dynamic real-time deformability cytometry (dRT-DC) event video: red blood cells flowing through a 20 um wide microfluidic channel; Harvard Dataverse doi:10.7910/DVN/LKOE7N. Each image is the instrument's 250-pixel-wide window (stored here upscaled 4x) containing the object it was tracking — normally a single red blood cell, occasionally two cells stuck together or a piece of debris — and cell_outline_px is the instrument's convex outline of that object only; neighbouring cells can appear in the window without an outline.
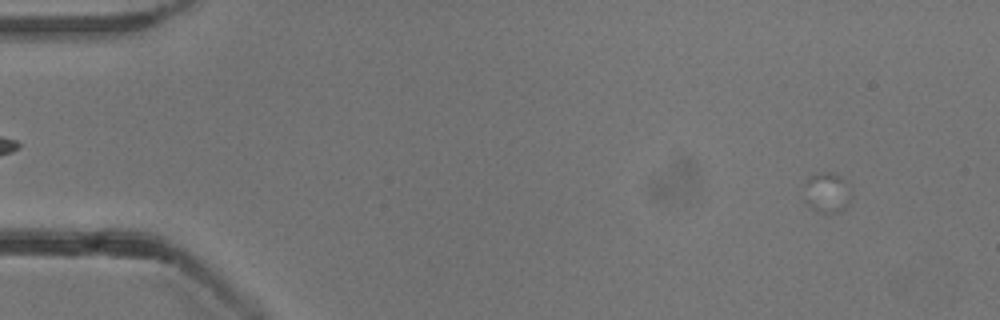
{"species": "common noctule bat (a hibernating species)", "species_latin": "Nyctalus noctula", "temperature_condition": "cold", "stored_images_in_passage": 2, "camera_frame_rate_fps": 3000, "um_per_image_px": 0.085, "animal": {"sex": "male", "body_mass_g": 13.3}, "frame": {"image": 1, "passage_image": 2, "time_ms": 0.333, "image_size_px": [1000, 320], "cell_outline_px": [[852, 196], [848, 204], [840, 212], [824, 212], [812, 208], [804, 200], [808, 180], [812, 176], [824, 172], [836, 172], [844, 180]], "centroid_in_image_um": [70.34, 16.37], "position_along_channel_um": 14.7, "area_um2": 10.64}}